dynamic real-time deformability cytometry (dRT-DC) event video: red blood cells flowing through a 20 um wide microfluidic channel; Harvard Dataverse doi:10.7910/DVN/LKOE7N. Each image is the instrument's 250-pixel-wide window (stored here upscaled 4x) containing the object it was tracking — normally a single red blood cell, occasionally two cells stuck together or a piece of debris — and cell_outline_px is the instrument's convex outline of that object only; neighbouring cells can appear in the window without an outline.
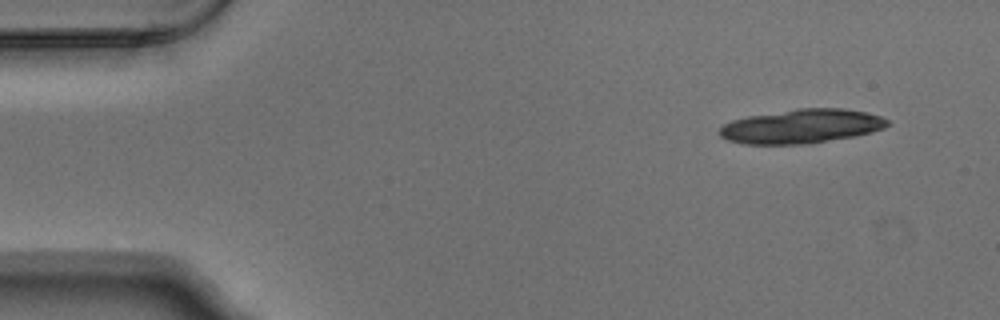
{"species": "Egyptian fruit bat (a non-hibernating species)", "species_latin": "Rousettus aegyptiacus", "temperature_condition": "warm", "stored_images_in_passage": 5, "camera_frame_rate_fps": 3000, "um_per_image_px": 0.085, "animal": {"sex": "male"}, "frame": {"image": 1, "passage_image": 1, "time_ms": 0.0, "image_size_px": [1000, 320], "cell_outline_px": [[892, 124], [884, 128], [872, 132], [852, 136], [808, 144], [744, 144], [728, 140], [720, 136], [720, 128], [724, 124], [732, 120], [748, 116], [796, 108], [844, 108], [868, 112], [880, 116], [888, 120]], "centroid_in_image_um": [68.15, 10.72], "position_along_channel_um": 16.8, "area_um2": 33.47}}